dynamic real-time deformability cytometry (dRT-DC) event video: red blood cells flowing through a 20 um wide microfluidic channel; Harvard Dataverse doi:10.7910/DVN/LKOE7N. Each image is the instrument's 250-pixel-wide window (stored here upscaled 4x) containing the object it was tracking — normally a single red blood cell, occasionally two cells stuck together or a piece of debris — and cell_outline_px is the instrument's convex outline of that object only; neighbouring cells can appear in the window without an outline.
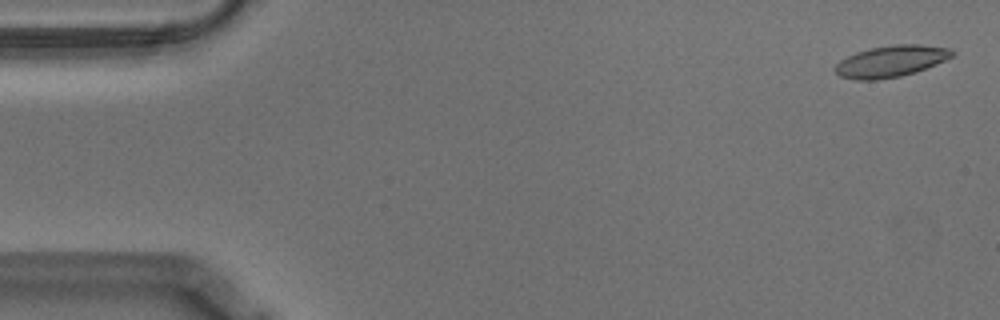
{"species": "Egyptian fruit bat (a non-hibernating species)", "species_latin": "Rousettus aegyptiacus", "temperature_condition": "warm", "stored_images_in_passage": 57, "camera_frame_rate_fps": 3000, "um_per_image_px": 0.085, "animal": {"sex": "male"}, "frame": {"image": 1, "passage_image": 2, "time_ms": 0.333, "image_size_px": [1000, 320], "cell_outline_px": [[956, 52], [952, 56], [936, 64], [916, 72], [900, 76], [876, 80], [856, 80], [840, 76], [832, 68], [840, 60], [856, 52], [868, 48], [892, 44], [920, 44], [952, 48]], "centroid_in_image_um": [75.73, 5.19], "position_along_channel_um": 9.3, "area_um2": 21.68}}
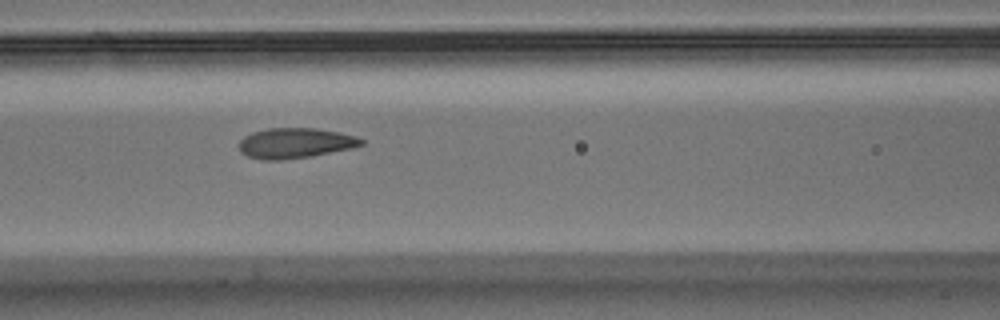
{"frame": {"image": 2, "passage_image": 24, "time_ms": 7.667, "image_size_px": [1000, 320], "cell_outline_px": [[364, 144], [352, 148], [312, 156], [280, 160], [264, 160], [248, 156], [240, 152], [240, 140], [244, 136], [252, 132], [268, 128], [316, 128], [340, 132], [356, 136], [364, 140]], "centroid_in_image_um": [25.11, 12.16], "position_along_channel_um": 141.5, "area_um2": 21.62}}
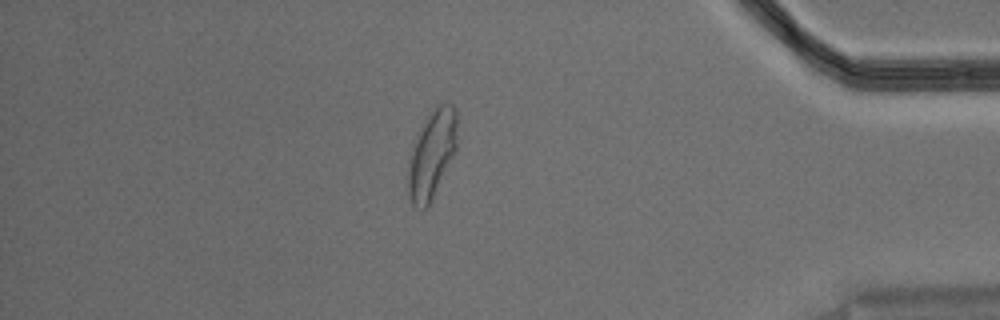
{"frame": {"image": 3, "passage_image": 49, "time_ms": 16.0, "image_size_px": [1000, 320], "cell_outline_px": [[456, 152], [428, 208], [416, 208], [412, 204], [408, 196], [408, 168], [412, 144], [416, 136], [428, 116], [436, 104], [452, 104], [456, 112]], "centroid_in_image_um": [36.7, 13.16], "position_along_channel_um": 398.5, "area_um2": 25.2}, "authors_computed_cell_mechanics": {"area_um2": 21.6172, "velocity_mm_per_s": 3.5293, "shape_relaxation_time_tau1_ms": 4.3967, "shape_relaxation_time_tau2_ms": 1.08, "deformation_change_tau1": 0.1526, "deformation_change_tau2": 0.068}}